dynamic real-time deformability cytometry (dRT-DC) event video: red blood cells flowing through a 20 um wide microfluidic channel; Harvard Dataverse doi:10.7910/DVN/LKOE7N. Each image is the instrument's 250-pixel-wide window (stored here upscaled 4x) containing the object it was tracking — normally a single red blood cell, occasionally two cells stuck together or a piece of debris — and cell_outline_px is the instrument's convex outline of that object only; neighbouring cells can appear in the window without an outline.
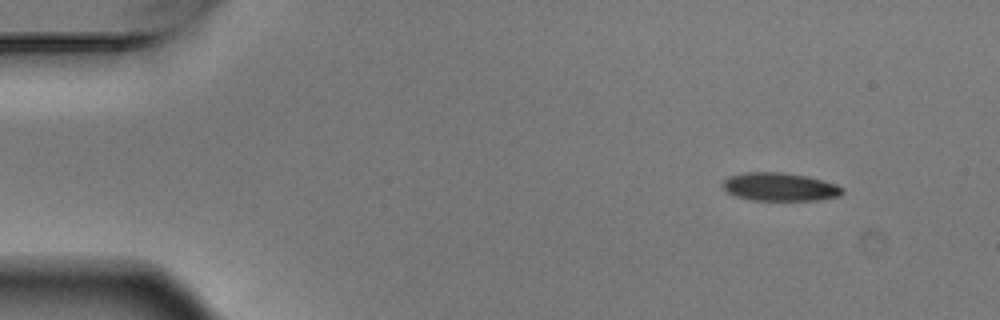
{"species": "Egyptian fruit bat (a non-hibernating species)", "species_latin": "Rousettus aegyptiacus", "temperature_condition": "warm", "stored_images_in_passage": 4, "camera_frame_rate_fps": 3000, "um_per_image_px": 0.085, "animal": {"sex": "male"}, "frame": {"image": 1, "passage_image": 1, "time_ms": 0.0, "image_size_px": [1000, 320], "cell_outline_px": [[844, 192], [840, 196], [816, 200], [752, 200], [736, 196], [728, 192], [720, 184], [728, 176], [748, 172], [784, 172], [804, 176], [836, 184], [844, 188]], "centroid_in_image_um": [66.27, 15.88], "position_along_channel_um": 18.7, "area_um2": 19.59}}